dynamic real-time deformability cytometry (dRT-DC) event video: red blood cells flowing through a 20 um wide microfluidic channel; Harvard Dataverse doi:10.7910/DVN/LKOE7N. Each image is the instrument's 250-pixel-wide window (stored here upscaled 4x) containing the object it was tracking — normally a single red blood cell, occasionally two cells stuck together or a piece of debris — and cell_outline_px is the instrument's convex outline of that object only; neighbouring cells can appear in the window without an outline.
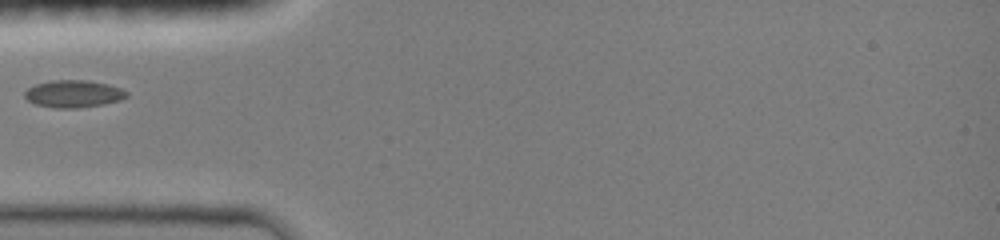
{"species": "common noctule bat (a hibernating species)", "species_latin": "Nyctalus noctula", "temperature_condition": "room temperature", "stored_images_in_passage": 30, "camera_frame_rate_fps": 3000, "um_per_image_px": 0.085, "animal": {"sex": "female", "body_mass_g": 19.0, "forearm_length_mm": 51.5}, "frame": {"image": 1, "passage_image": 1, "time_ms": 0.0, "image_size_px": [1000, 240], "cell_outline_px": [[128, 96], [120, 100], [104, 104], [76, 108], [56, 108], [36, 104], [28, 100], [24, 96], [24, 92], [28, 88], [36, 84], [52, 80], [88, 80], [108, 84], [120, 88], [128, 92]], "centroid_in_image_um": [6.26, 7.97], "position_along_channel_um": 78.7, "area_um2": 16.18}}
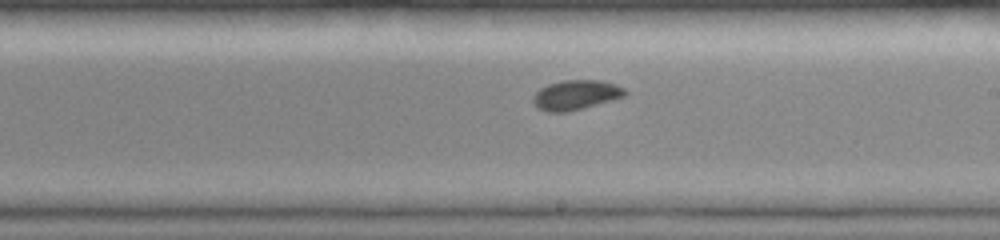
{"frame": {"image": 2, "passage_image": 13, "time_ms": 4.0, "image_size_px": [1000, 240], "cell_outline_px": [[628, 92], [624, 96], [612, 100], [568, 112], [548, 112], [532, 104], [532, 96], [540, 88], [548, 84], [560, 80], [600, 80], [616, 84], [624, 88]], "centroid_in_image_um": [48.93, 8.06], "position_along_channel_um": 240.1, "area_um2": 16.01}}
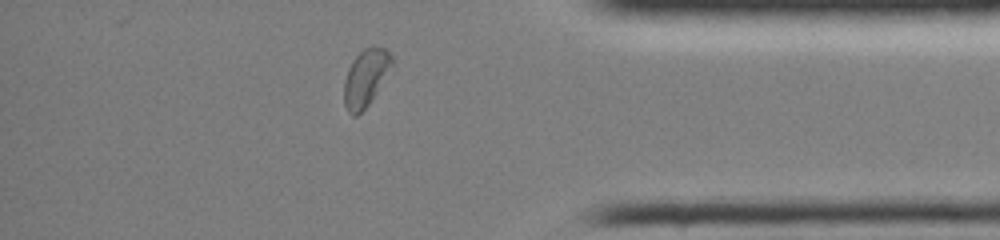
{"frame": {"image": 3, "passage_image": 26, "time_ms": 8.333, "image_size_px": [1000, 240], "cell_outline_px": [[392, 64], [376, 92], [368, 104], [356, 116], [352, 116], [348, 112], [344, 104], [344, 80], [348, 68], [352, 60], [364, 48], [372, 44], [384, 48], [392, 56]], "centroid_in_image_um": [31.05, 6.58], "position_along_channel_um": 404.2, "area_um2": 15.66}}